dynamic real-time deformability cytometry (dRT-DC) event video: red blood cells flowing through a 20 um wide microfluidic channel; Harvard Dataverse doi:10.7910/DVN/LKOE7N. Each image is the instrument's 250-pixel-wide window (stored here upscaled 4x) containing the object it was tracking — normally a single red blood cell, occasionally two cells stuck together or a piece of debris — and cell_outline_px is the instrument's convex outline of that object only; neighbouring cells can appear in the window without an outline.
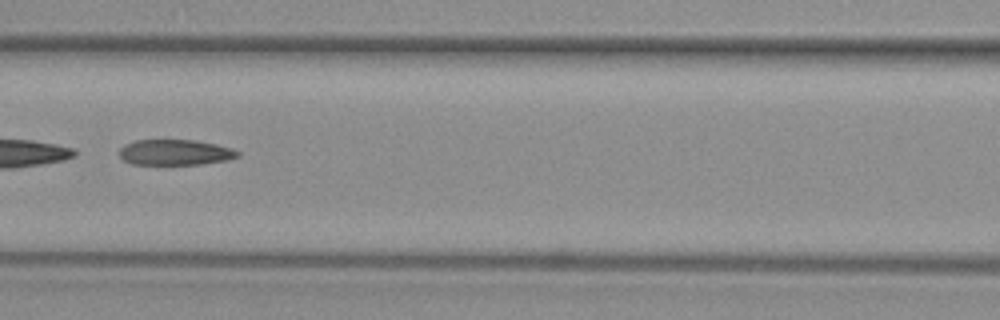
{"species": "common noctule bat (a hibernating species)", "species_latin": "Nyctalus noctula", "temperature_condition": "warm", "stored_images_in_passage": 49, "camera_frame_rate_fps": 3000, "um_per_image_px": 0.085, "animal": {"sex": "female", "body_mass_g": 29.2, "forearm_length_mm": 56.3}, "frame": {"image": 1, "passage_image": 22, "time_ms": 7.0, "image_size_px": [1000, 320], "cell_outline_px": [[240, 156], [228, 160], [200, 164], [132, 164], [124, 160], [120, 156], [120, 148], [124, 144], [136, 140], [196, 140], [216, 144], [232, 148], [240, 152]], "centroid_in_image_um": [14.91, 12.94], "position_along_channel_um": 151.7, "area_um2": 17.69}}
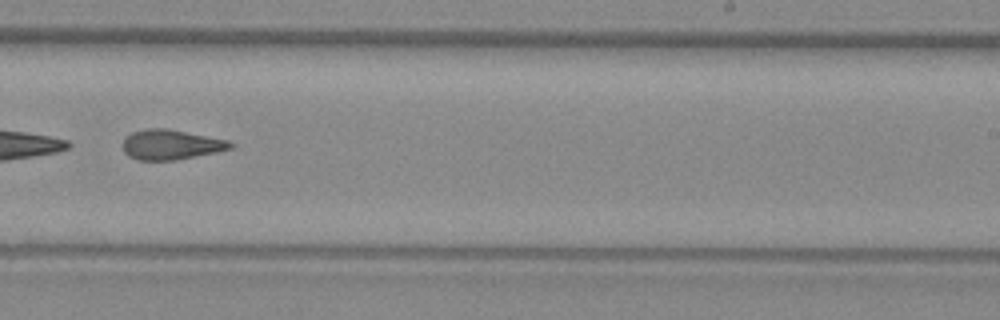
{"frame": {"image": 2, "passage_image": 31, "time_ms": 10.0, "image_size_px": [1000, 320], "cell_outline_px": [[236, 144], [232, 148], [216, 152], [176, 160], [136, 160], [128, 156], [124, 152], [124, 136], [132, 132], [144, 128], [164, 128], [228, 140]], "centroid_in_image_um": [14.51, 12.29], "position_along_channel_um": 274.5, "area_um2": 18.79}}
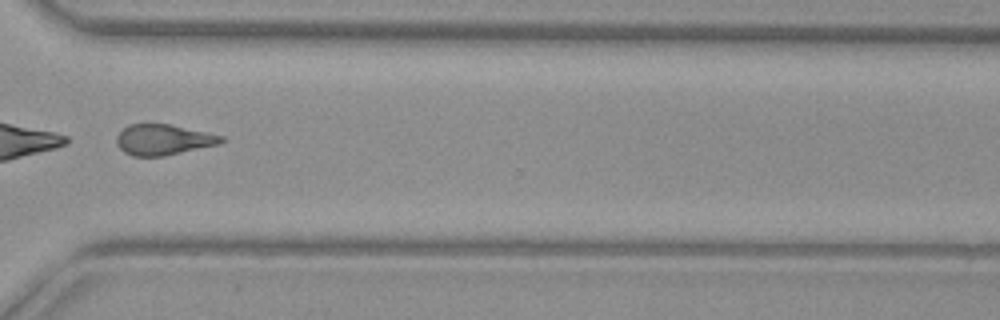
{"frame": {"image": 3, "passage_image": 37, "time_ms": 12.0, "image_size_px": [1000, 320], "cell_outline_px": [[224, 140], [220, 144], [164, 156], [132, 156], [124, 152], [116, 144], [116, 136], [128, 124], [168, 124], [224, 136]], "centroid_in_image_um": [13.86, 11.88], "position_along_channel_um": 356.7, "area_um2": 18.61}}